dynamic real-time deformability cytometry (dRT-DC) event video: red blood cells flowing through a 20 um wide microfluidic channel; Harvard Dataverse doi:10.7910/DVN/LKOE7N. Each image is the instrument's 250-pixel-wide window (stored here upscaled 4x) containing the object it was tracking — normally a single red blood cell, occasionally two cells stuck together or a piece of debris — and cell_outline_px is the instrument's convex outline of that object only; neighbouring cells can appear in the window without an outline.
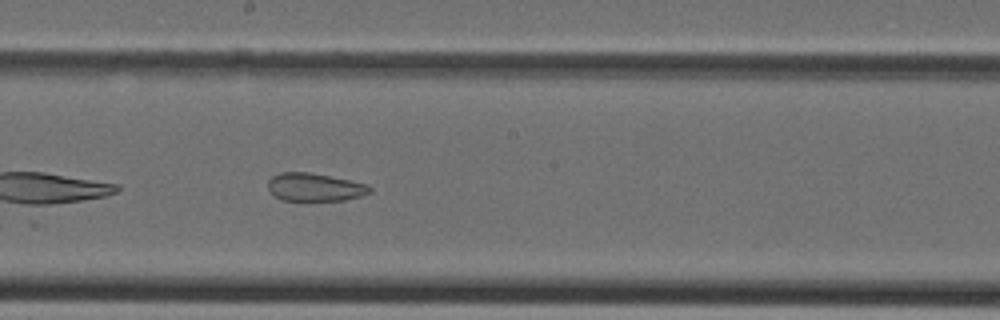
{"species": "Egyptian fruit bat (a non-hibernating species)", "species_latin": "Rousettus aegyptiacus", "temperature_condition": "cold", "stored_images_in_passage": 35, "camera_frame_rate_fps": 3000, "um_per_image_px": 0.085, "animal": {"sex": "female"}, "frame": {"image": 1, "passage_image": 16, "time_ms": 5.0, "image_size_px": [1000, 320], "cell_outline_px": [[372, 192], [360, 196], [344, 200], [280, 200], [268, 188], [268, 180], [272, 176], [280, 172], [308, 172], [368, 184], [372, 188]], "centroid_in_image_um": [26.75, 15.9], "position_along_channel_um": 221.4, "area_um2": 16.47}}
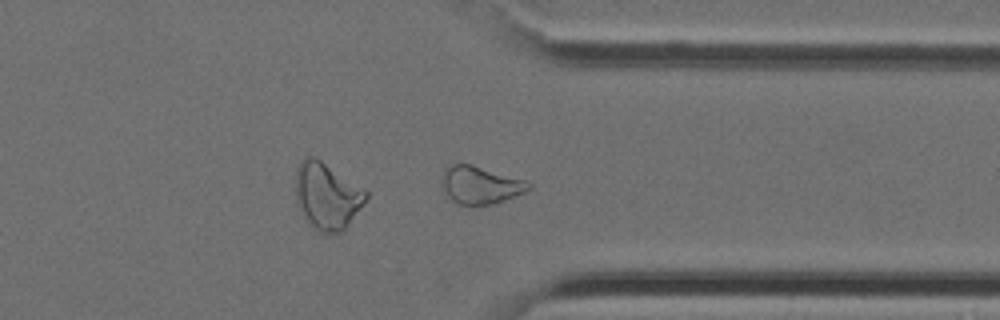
{"frame": {"image": 2, "passage_image": 25, "time_ms": 8.0, "image_size_px": [1000, 320], "cell_outline_px": [[532, 188], [524, 192], [504, 200], [492, 204], [472, 208], [460, 204], [452, 200], [444, 192], [444, 172], [452, 164], [472, 164], [528, 180], [532, 184]], "centroid_in_image_um": [40.9, 15.75], "position_along_channel_um": 370.5, "area_um2": 19.19}}